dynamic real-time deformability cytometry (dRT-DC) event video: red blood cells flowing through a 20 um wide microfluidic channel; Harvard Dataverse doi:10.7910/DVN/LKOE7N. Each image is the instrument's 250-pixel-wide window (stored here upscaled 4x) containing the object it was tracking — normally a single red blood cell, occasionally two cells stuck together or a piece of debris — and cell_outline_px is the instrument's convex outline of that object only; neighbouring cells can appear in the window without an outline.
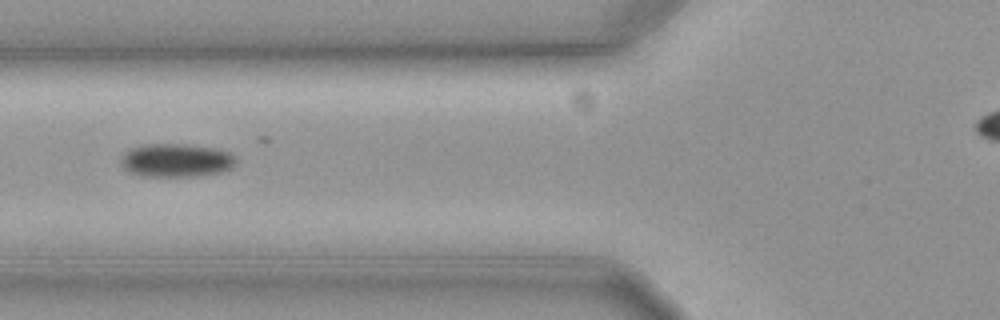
{"species": "common noctule bat (a hibernating species)", "species_latin": "Nyctalus noctula", "temperature_condition": "cold", "stored_images_in_passage": 12, "camera_frame_rate_fps": 3000, "um_per_image_px": 0.085, "animal": {"sex": "female", "body_mass_g": 19.3, "forearm_length_mm": 54.1}, "frame": {"image": 1, "passage_image": 6, "time_ms": 1.667, "image_size_px": [1000, 320], "cell_outline_px": [[236, 164], [232, 168], [220, 172], [204, 176], [144, 176], [132, 172], [124, 168], [120, 164], [120, 156], [124, 152], [132, 148], [144, 144], [188, 144], [216, 148], [228, 152], [236, 160]], "centroid_in_image_um": [14.98, 13.62], "position_along_channel_um": 110.8, "area_um2": 22.54}}
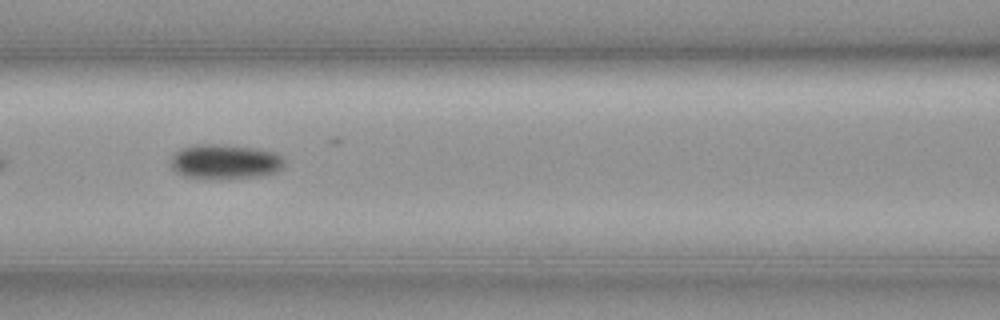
{"frame": {"image": 2, "passage_image": 9, "time_ms": 2.667, "image_size_px": [1000, 320], "cell_outline_px": [[284, 164], [276, 172], [260, 176], [220, 180], [216, 180], [184, 176], [176, 172], [168, 164], [172, 156], [176, 152], [184, 148], [196, 144], [212, 144], [256, 148], [276, 152], [284, 160]], "centroid_in_image_um": [19.1, 13.77], "position_along_channel_um": 147.5, "area_um2": 23.24}}